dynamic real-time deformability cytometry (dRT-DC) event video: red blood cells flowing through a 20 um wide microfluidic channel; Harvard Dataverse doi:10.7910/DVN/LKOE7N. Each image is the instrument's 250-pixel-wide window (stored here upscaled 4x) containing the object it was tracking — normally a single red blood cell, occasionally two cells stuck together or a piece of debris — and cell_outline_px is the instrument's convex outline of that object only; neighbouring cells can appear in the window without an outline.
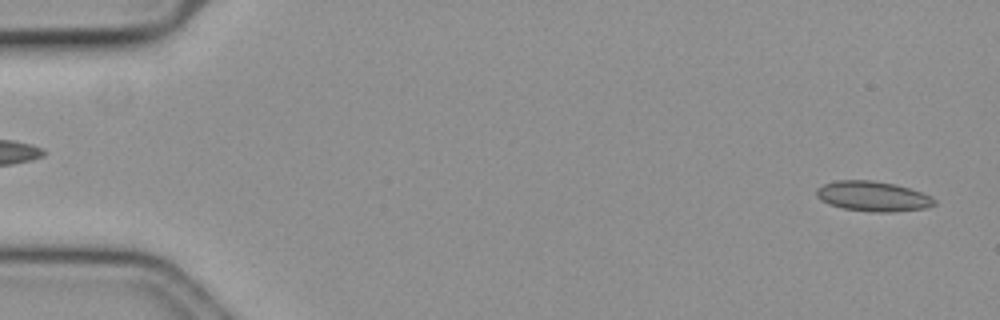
{"species": "common noctule bat (a hibernating species)", "species_latin": "Nyctalus noctula", "temperature_condition": "cold", "stored_images_in_passage": 15, "camera_frame_rate_fps": 3000, "um_per_image_px": 0.085, "animal": {"sex": "female", "body_mass_g": 19.3, "forearm_length_mm": 54.1}, "frame": {"image": 1, "passage_image": 2, "time_ms": 0.333, "image_size_px": [1000, 320], "cell_outline_px": [[936, 204], [928, 208], [892, 212], [872, 212], [844, 208], [828, 204], [820, 200], [816, 196], [816, 188], [824, 184], [840, 180], [872, 180], [896, 184], [932, 196], [936, 200]], "centroid_in_image_um": [74.21, 16.69], "position_along_channel_um": 10.8, "area_um2": 20.75}}
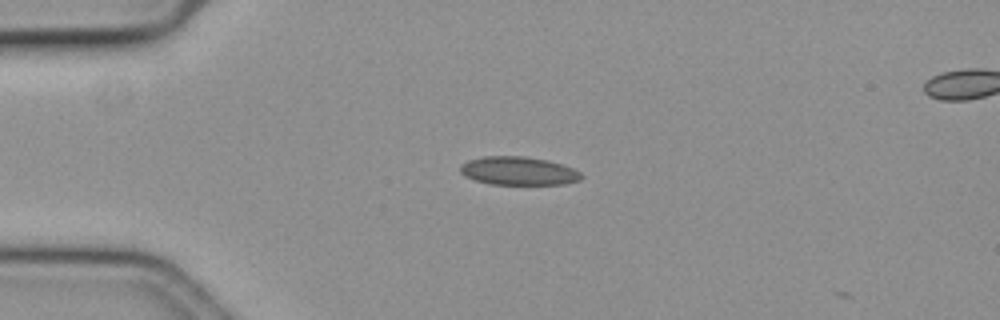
{"frame": {"image": 2, "passage_image": 14, "time_ms": 4.333, "image_size_px": [1000, 320], "cell_outline_px": [[584, 176], [580, 180], [564, 184], [488, 184], [464, 176], [460, 172], [460, 168], [468, 160], [484, 156], [524, 156], [548, 160], [572, 168], [580, 172]], "centroid_in_image_um": [44.08, 14.53], "position_along_channel_um": 40.9, "area_um2": 19.94}}